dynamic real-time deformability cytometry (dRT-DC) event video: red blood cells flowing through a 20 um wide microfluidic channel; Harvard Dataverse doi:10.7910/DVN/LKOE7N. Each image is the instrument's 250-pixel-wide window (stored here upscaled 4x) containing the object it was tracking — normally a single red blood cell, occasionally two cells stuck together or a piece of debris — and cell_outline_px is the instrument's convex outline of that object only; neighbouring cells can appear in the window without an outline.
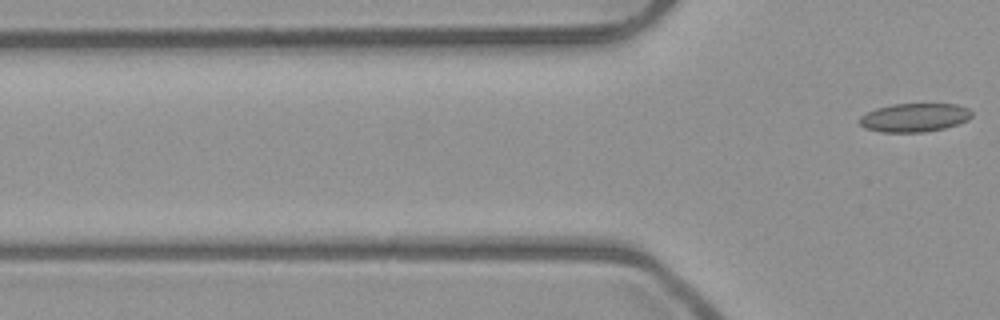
{"species": "common noctule bat (a hibernating species)", "species_latin": "Nyctalus noctula", "temperature_condition": "room temperature", "stored_images_in_passage": 5, "camera_frame_rate_fps": 3000, "um_per_image_px": 0.085, "animal": {"sex": "male", "body_mass_g": 23.1, "forearm_length_mm": 52.7}, "frame": {"image": 1, "passage_image": 5, "time_ms": 1.333, "image_size_px": [1000, 320], "cell_outline_px": [[972, 116], [968, 120], [944, 128], [924, 132], [880, 132], [864, 128], [860, 124], [860, 116], [876, 108], [892, 104], [956, 104], [968, 108], [972, 112]], "centroid_in_image_um": [77.72, 9.99], "position_along_channel_um": 48.1, "area_um2": 18.67}}